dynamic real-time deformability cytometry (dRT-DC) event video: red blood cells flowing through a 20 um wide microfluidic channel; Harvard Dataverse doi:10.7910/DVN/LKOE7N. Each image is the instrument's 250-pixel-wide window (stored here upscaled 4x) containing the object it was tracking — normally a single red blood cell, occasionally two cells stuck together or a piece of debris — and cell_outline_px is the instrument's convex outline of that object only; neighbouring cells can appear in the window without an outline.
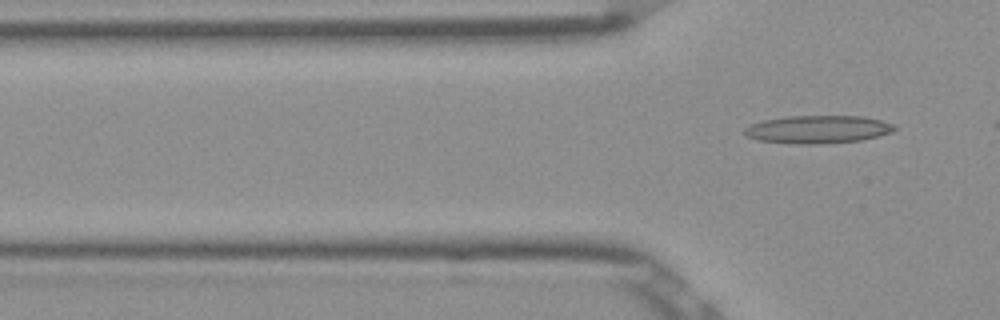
{"species": "Egyptian fruit bat (a non-hibernating species)", "species_latin": "Rousettus aegyptiacus", "temperature_condition": "room temperature", "stored_images_in_passage": 14, "segment_of_instrument_passage": [2, 2], "camera_frame_rate_fps": 3000, "um_per_image_px": 0.085, "frame": {"image": 1, "passage_image": 14, "time_ms": 4.333, "image_size_px": [1000, 320], "cell_outline_px": [[896, 128], [892, 132], [860, 140], [816, 144], [800, 144], [760, 140], [748, 136], [744, 132], [744, 128], [752, 124], [764, 120], [784, 116], [864, 116], [896, 124]], "centroid_in_image_um": [69.55, 10.98], "position_along_channel_um": 56.3, "area_um2": 24.16}}